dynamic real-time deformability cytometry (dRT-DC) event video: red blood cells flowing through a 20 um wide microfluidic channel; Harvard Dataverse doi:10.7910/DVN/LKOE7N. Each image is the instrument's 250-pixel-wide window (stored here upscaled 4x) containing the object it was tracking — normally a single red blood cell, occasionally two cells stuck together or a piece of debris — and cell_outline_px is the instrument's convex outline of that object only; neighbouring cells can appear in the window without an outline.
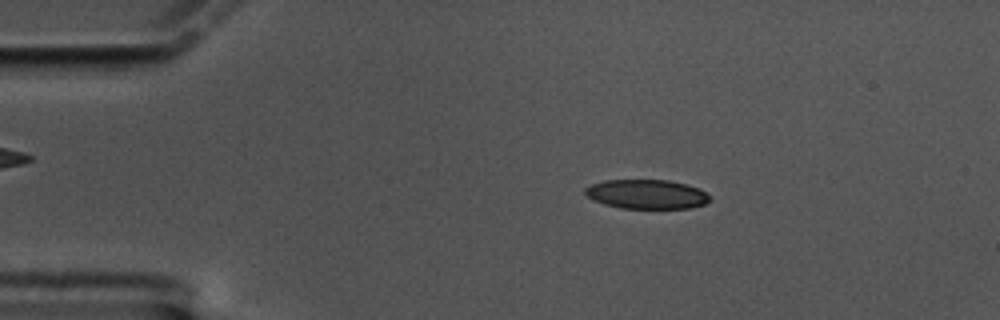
{"species": "common noctule bat (a hibernating species)", "species_latin": "Nyctalus noctula", "temperature_condition": "cold", "stored_images_in_passage": 60, "camera_frame_rate_fps": 3000, "um_per_image_px": 0.085, "animal": {"sex": "male", "body_mass_g": 17.5, "forearm_length_mm": 52.3}, "frame": {"image": 1, "passage_image": 11, "time_ms": 3.333, "image_size_px": [1000, 320], "cell_outline_px": [[712, 200], [704, 204], [692, 208], [620, 208], [604, 204], [592, 200], [584, 192], [584, 188], [592, 184], [604, 180], [668, 180], [700, 188]], "centroid_in_image_um": [54.95, 16.51], "position_along_channel_um": 30.0, "area_um2": 21.27}}
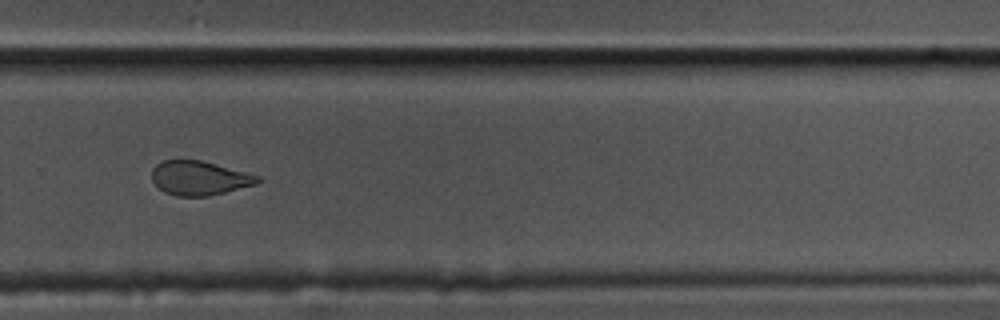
{"frame": {"image": 2, "passage_image": 41, "time_ms": 13.333, "image_size_px": [1000, 320], "cell_outline_px": [[264, 180], [256, 184], [208, 196], [176, 196], [164, 192], [152, 180], [152, 168], [156, 164], [164, 160], [200, 160], [248, 172], [260, 176]], "centroid_in_image_um": [16.97, 15.13], "position_along_channel_um": 312.8, "area_um2": 21.1}}
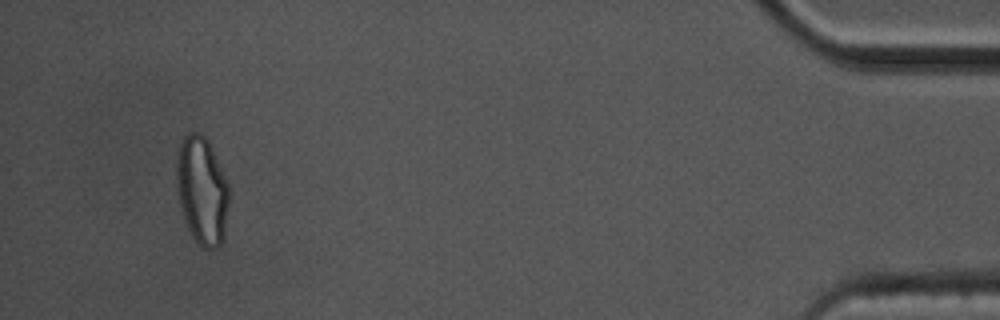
{"frame": {"image": 3, "passage_image": 57, "time_ms": 18.667, "image_size_px": [1000, 320], "cell_outline_px": [[228, 204], [224, 236], [220, 244], [216, 248], [208, 252], [192, 236], [188, 228], [180, 204], [176, 184], [176, 156], [180, 140], [188, 132], [200, 132], [208, 140], [228, 184]], "centroid_in_image_um": [17.15, 16.17], "position_along_channel_um": 418.1, "area_um2": 33.0}, "authors_computed_cell_mechanics": {"area_um2": 22.4264, "velocity_mm_per_s": 3.3339, "shape_relaxation_time_tau1_ms": null, "shape_relaxation_time_tau2_ms": 2.6954, "deformation_change_tau1": null, "deformation_change_tau2": 0.0901}}